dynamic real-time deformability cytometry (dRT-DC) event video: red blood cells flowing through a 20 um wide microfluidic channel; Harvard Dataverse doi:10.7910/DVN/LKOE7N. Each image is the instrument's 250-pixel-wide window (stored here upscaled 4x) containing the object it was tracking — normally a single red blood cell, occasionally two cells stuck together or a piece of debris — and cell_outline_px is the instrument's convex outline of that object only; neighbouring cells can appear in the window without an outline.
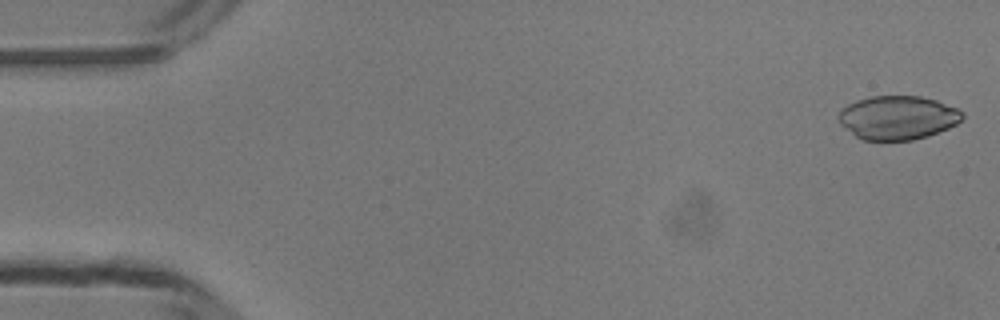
{"species": "common noctule bat (a hibernating species)", "species_latin": "Nyctalus noctula", "temperature_condition": "room temperature", "stored_images_in_passage": 48, "camera_frame_rate_fps": 3000, "um_per_image_px": 0.085, "animal": {"sex": "male", "body_mass_g": 13.3}, "frame": {"image": 1, "passage_image": 1, "time_ms": 0.0, "image_size_px": [1000, 320], "cell_outline_px": [[964, 116], [956, 124], [948, 128], [928, 136], [912, 140], [864, 140], [856, 136], [840, 124], [836, 116], [848, 104], [856, 100], [872, 96], [920, 96], [936, 100], [956, 108], [964, 112]], "centroid_in_image_um": [76.3, 10.0], "position_along_channel_um": 8.7, "area_um2": 31.5}}
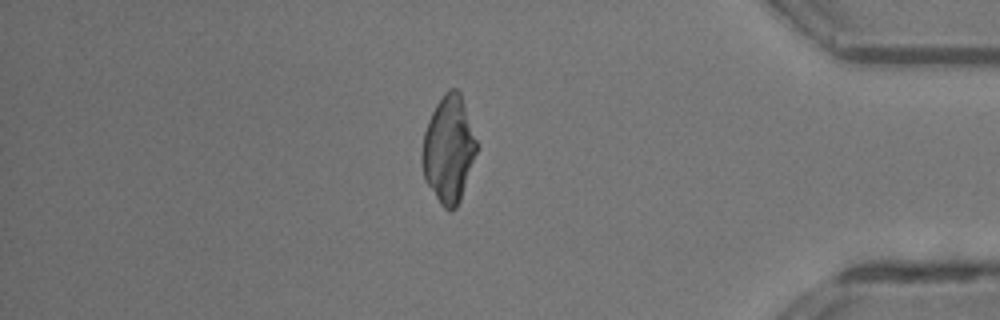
{"frame": {"image": 2, "passage_image": 41, "time_ms": 13.333, "image_size_px": [1000, 320], "cell_outline_px": [[476, 152], [460, 200], [456, 208], [448, 212], [440, 204], [424, 180], [420, 160], [420, 152], [424, 132], [428, 120], [436, 104], [444, 92], [448, 88], [456, 88], [460, 92], [476, 140]], "centroid_in_image_um": [38.08, 12.7], "position_along_channel_um": 397.1, "area_um2": 33.93}}
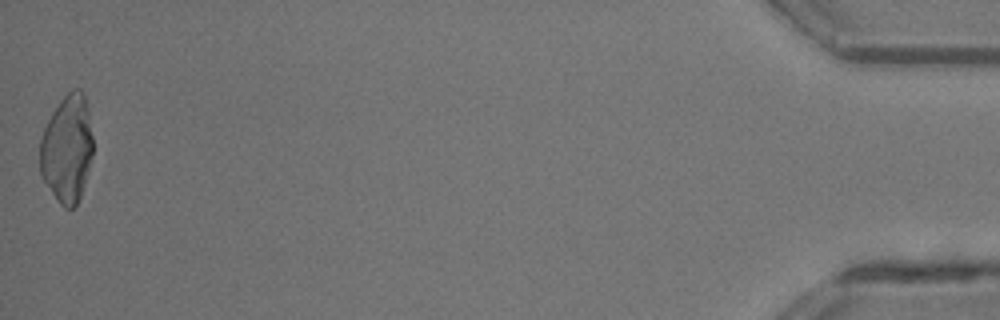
{"frame": {"image": 3, "passage_image": 48, "time_ms": 15.667, "image_size_px": [1000, 320], "cell_outline_px": [[92, 156], [80, 196], [76, 204], [72, 208], [64, 208], [60, 204], [44, 180], [40, 172], [40, 136], [52, 112], [60, 100], [72, 88], [80, 88], [84, 92], [88, 112], [92, 136]], "centroid_in_image_um": [5.69, 12.6], "position_along_channel_um": 429.5, "area_um2": 33.0}}